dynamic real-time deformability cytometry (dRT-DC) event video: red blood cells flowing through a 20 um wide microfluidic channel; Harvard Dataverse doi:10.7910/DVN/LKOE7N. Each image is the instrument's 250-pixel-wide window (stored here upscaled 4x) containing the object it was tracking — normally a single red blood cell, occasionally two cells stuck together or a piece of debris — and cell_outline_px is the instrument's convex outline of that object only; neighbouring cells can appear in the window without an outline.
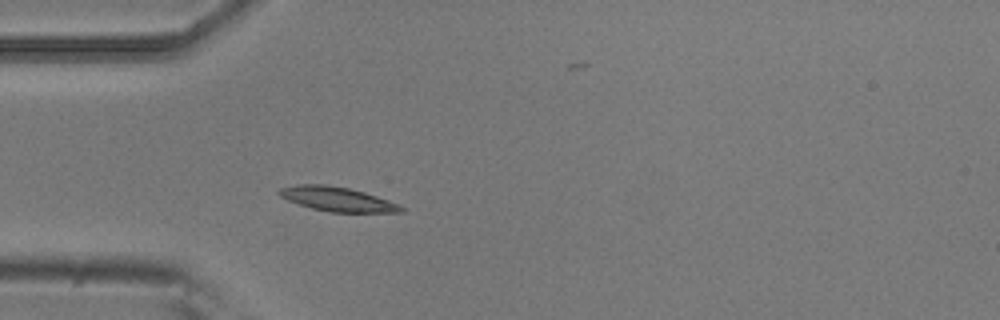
{"species": "common noctule bat (a hibernating species)", "species_latin": "Nyctalus noctula", "temperature_condition": "room temperature", "stored_images_in_passage": 3, "camera_frame_rate_fps": 3000, "um_per_image_px": 0.085, "animal": {"sex": "male", "body_mass_g": 20.5, "forearm_length_mm": 52.5}, "frame": {"image": 1, "passage_image": 3, "time_ms": 0.667, "image_size_px": [1000, 320], "cell_outline_px": [[404, 212], [328, 212], [312, 208], [288, 200], [280, 196], [276, 192], [280, 188], [296, 184], [324, 184], [348, 188], [364, 192], [400, 204], [404, 208]], "centroid_in_image_um": [28.66, 16.92], "position_along_channel_um": 56.3, "area_um2": 17.22}}